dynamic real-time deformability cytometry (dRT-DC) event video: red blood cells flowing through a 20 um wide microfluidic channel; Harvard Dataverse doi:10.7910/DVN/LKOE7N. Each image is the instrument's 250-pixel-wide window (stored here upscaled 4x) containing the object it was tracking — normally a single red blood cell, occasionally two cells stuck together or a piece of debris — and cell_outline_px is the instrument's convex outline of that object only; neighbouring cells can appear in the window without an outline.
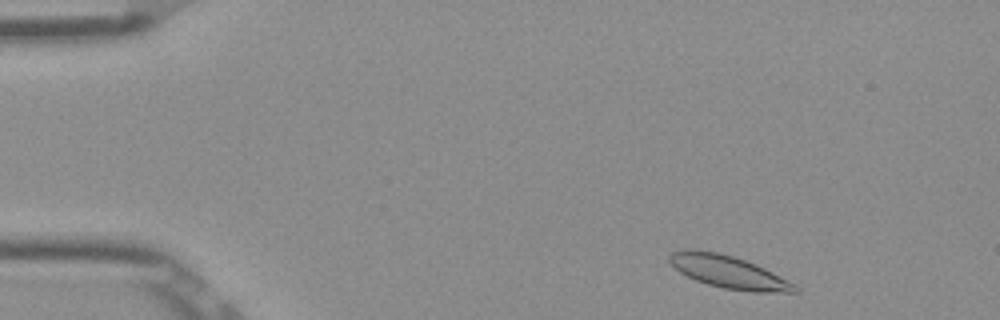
{"species": "Egyptian fruit bat (a non-hibernating species)", "species_latin": "Rousettus aegyptiacus", "temperature_condition": "room temperature", "stored_images_in_passage": 47, "camera_frame_rate_fps": 3000, "um_per_image_px": 0.085, "frame": {"image": 1, "passage_image": 1, "time_ms": 0.0, "image_size_px": [1000, 320], "cell_outline_px": [[800, 292], [752, 292], [724, 288], [708, 284], [696, 280], [680, 272], [668, 260], [668, 256], [672, 252], [688, 248], [716, 252], [732, 256], [756, 264], [796, 284], [800, 288]], "centroid_in_image_um": [61.95, 23.12], "position_along_channel_um": 23.1, "area_um2": 23.7}}
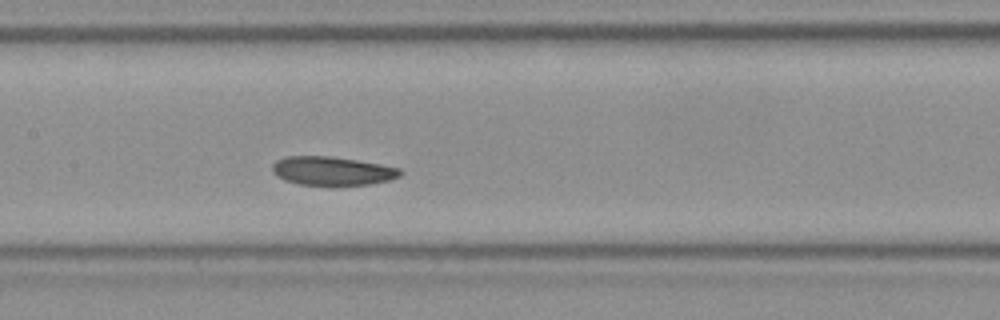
{"frame": {"image": 2, "passage_image": 20, "time_ms": 6.333, "image_size_px": [1000, 320], "cell_outline_px": [[404, 172], [400, 176], [388, 180], [368, 184], [300, 184], [284, 180], [276, 176], [272, 172], [272, 164], [276, 160], [284, 156], [332, 156], [380, 164], [400, 168]], "centroid_in_image_um": [28.21, 14.5], "position_along_channel_um": 179.2, "area_um2": 21.21}}
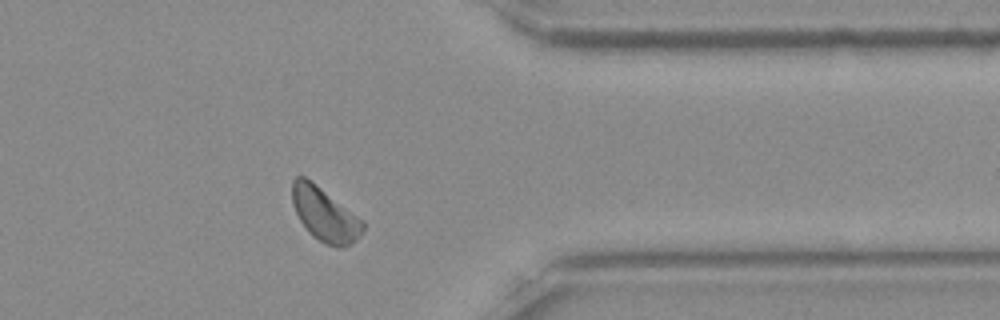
{"frame": {"image": 3, "passage_image": 37, "time_ms": 12.0, "image_size_px": [1000, 320], "cell_outline_px": [[364, 228], [360, 236], [352, 244], [344, 248], [336, 248], [324, 244], [312, 236], [308, 232], [300, 220], [292, 204], [292, 180], [296, 176], [304, 176], [316, 184], [364, 220]], "centroid_in_image_um": [27.62, 18.26], "position_along_channel_um": 383.8, "area_um2": 22.37}, "authors_computed_cell_mechanics": {"area_um2": 21.964, "velocity_mm_per_s": 3.8216, "shape_relaxation_time_tau1_ms": 7.6772, "shape_relaxation_time_tau2_ms": null, "deformation_change_tau1": 0.1439, "deformation_change_tau2": null}}